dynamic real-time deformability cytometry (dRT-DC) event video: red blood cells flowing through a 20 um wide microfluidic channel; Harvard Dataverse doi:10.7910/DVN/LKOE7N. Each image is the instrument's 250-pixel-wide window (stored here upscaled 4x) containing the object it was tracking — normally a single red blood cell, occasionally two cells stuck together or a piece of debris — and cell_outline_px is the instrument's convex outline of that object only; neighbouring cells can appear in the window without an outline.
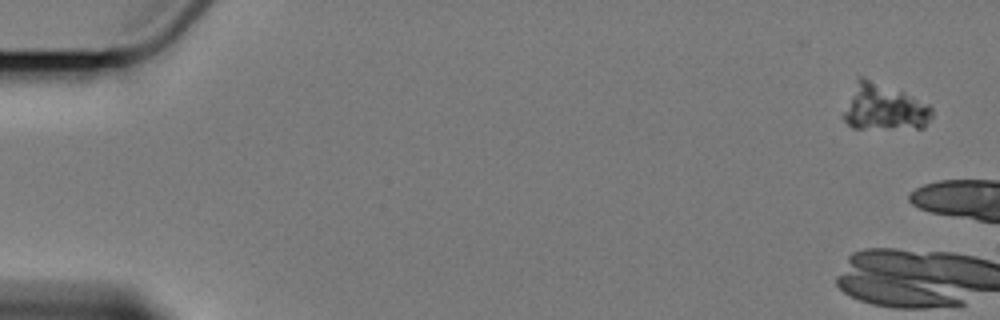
{"species": "Egyptian fruit bat (a non-hibernating species)", "species_latin": "Rousettus aegyptiacus", "temperature_condition": "cold", "stored_images_in_passage": 6, "camera_frame_rate_fps": 3000, "um_per_image_px": 0.085, "animal": {"sex": "female"}, "frame": {"image": 1, "passage_image": 1, "time_ms": 0.0, "image_size_px": [1000, 320], "cell_outline_px": [[932, 116], [924, 128], [852, 128], [844, 120], [844, 112], [856, 80], [860, 76], [864, 76], [904, 92], [928, 104], [932, 108]], "centroid_in_image_um": [75.16, 9.12], "position_along_channel_um": 9.8, "area_um2": 23.7}}